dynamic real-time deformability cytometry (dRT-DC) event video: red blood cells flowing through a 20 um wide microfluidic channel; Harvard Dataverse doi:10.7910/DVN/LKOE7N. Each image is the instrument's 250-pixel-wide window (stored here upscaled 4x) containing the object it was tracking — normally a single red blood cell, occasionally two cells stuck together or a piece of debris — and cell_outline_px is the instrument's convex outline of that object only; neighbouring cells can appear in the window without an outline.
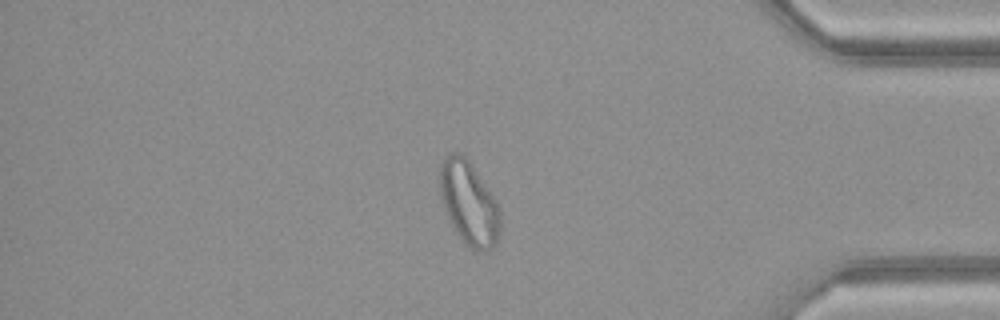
{"species": "common noctule bat (a hibernating species)", "species_latin": "Nyctalus noctula", "temperature_condition": "warm", "stored_images_in_passage": 49, "camera_frame_rate_fps": 3000, "um_per_image_px": 0.085, "animal": {"sex": "female", "body_mass_g": 21.9}, "frame": {"image": 1, "passage_image": 42, "time_ms": 13.667, "image_size_px": [1000, 320], "cell_outline_px": [[500, 228], [496, 244], [492, 248], [484, 252], [472, 248], [456, 232], [444, 208], [440, 196], [440, 168], [444, 160], [452, 152], [464, 152], [496, 200], [500, 212]], "centroid_in_image_um": [39.88, 17.23], "position_along_channel_um": 395.3, "area_um2": 29.13}, "authors_computed_cell_mechanics": {"area_um2": 29.1312, "velocity_mm_per_s": 4.1577, "shape_relaxation_time_tau1_ms": null, "shape_relaxation_time_tau2_ms": 1.3666, "deformation_change_tau1": null, "deformation_change_tau2": 0.0764}}